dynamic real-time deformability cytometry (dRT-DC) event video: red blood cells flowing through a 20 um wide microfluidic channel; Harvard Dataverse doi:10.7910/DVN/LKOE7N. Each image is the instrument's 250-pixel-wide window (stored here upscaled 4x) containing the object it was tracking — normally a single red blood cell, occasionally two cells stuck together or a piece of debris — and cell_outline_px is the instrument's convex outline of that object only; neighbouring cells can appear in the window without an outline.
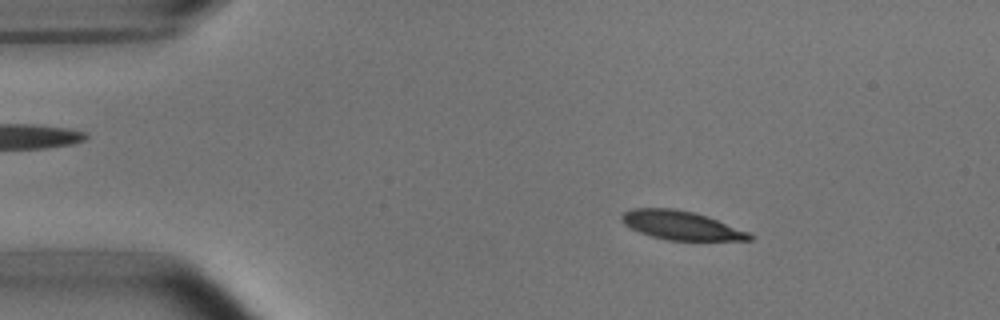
{"species": "common noctule bat (a hibernating species)", "species_latin": "Nyctalus noctula", "temperature_condition": "room temperature", "stored_images_in_passage": 48, "camera_frame_rate_fps": 3000, "um_per_image_px": 0.085, "animal": {"sex": "male", "body_mass_g": 15.6}, "frame": {"image": 1, "passage_image": 3, "time_ms": 0.667, "image_size_px": [1000, 320], "cell_outline_px": [[752, 240], [668, 240], [652, 236], [640, 232], [624, 224], [620, 220], [620, 216], [624, 212], [632, 208], [676, 208], [692, 212], [716, 220], [748, 232], [752, 236]], "centroid_in_image_um": [57.83, 19.15], "position_along_channel_um": 27.2, "area_um2": 21.04}}
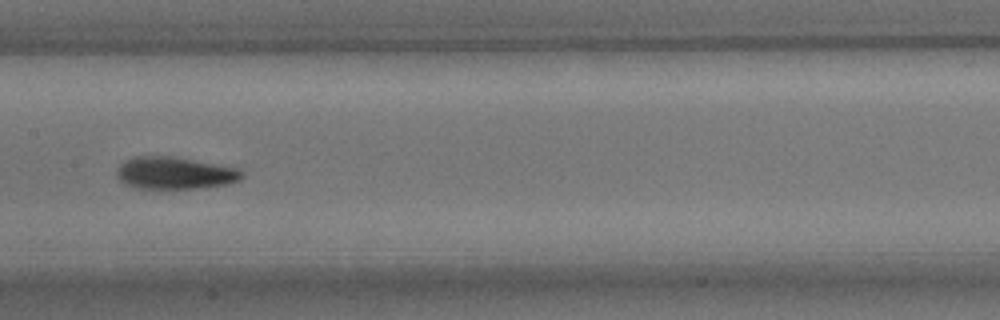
{"frame": {"image": 2, "passage_image": 21, "time_ms": 6.667, "image_size_px": [1000, 320], "cell_outline_px": [[244, 176], [240, 180], [228, 184], [196, 188], [136, 188], [124, 184], [116, 176], [116, 172], [120, 164], [136, 156], [172, 156], [196, 160], [240, 168], [244, 172]], "centroid_in_image_um": [14.89, 14.7], "position_along_channel_um": 192.5, "area_um2": 23.58}}
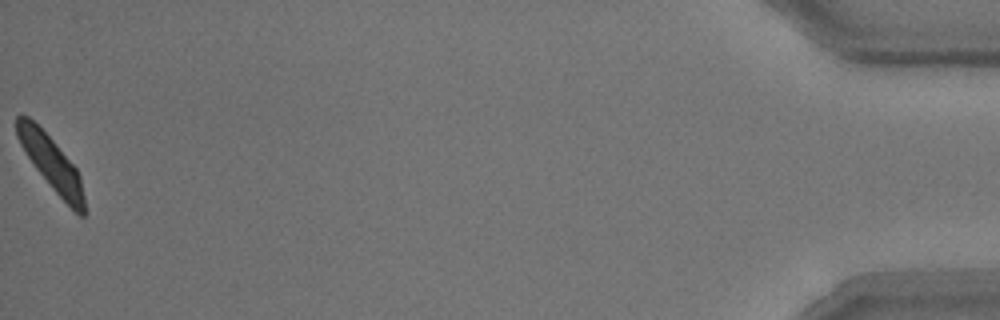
{"frame": {"image": 3, "passage_image": 48, "time_ms": 15.667, "image_size_px": [1000, 320], "cell_outline_px": [[84, 216], [80, 216], [52, 188], [36, 168], [20, 144], [16, 136], [16, 116], [28, 116], [56, 144], [76, 168], [80, 176], [84, 196]], "centroid_in_image_um": [4.35, 13.86], "position_along_channel_um": 430.8, "area_um2": 20.52}, "authors_computed_cell_mechanics": {"area_um2": 22.6865, "velocity_mm_per_s": 3.7367, "shape_relaxation_time_tau1_ms": 3.5943, "shape_relaxation_time_tau2_ms": 2.845, "deformation_change_tau1": 0.1337, "deformation_change_tau2": 0.0804}}